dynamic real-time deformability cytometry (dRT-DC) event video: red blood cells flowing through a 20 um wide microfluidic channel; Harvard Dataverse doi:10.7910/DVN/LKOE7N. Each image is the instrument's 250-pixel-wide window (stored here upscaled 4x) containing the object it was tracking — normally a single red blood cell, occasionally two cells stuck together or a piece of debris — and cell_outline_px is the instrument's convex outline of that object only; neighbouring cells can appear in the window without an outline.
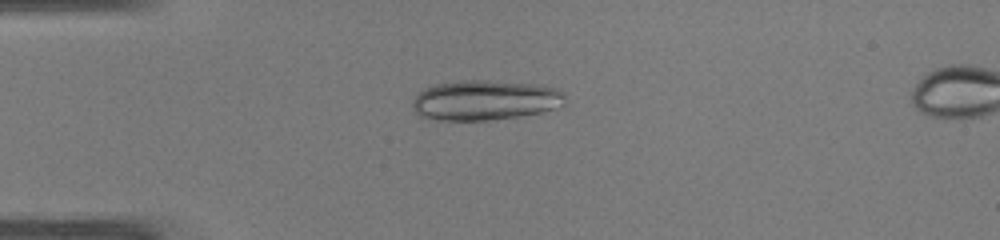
{"species": "common noctule bat (a hibernating species)", "species_latin": "Nyctalus noctula", "temperature_condition": "warm", "stored_images_in_passage": 36, "camera_frame_rate_fps": 3000, "um_per_image_px": 0.085, "animal": {"sex": "male", "body_mass_g": 19.0, "forearm_length_mm": 50.8}, "frame": {"image": 1, "passage_image": 1, "time_ms": 0.0, "image_size_px": [1000, 240], "cell_outline_px": [[564, 104], [556, 108], [540, 112], [516, 116], [488, 120], [440, 120], [420, 116], [416, 112], [412, 104], [412, 100], [424, 88], [436, 84], [460, 80], [488, 80], [536, 84], [556, 88], [564, 92]], "centroid_in_image_um": [41.22, 8.5], "position_along_channel_um": 43.8, "area_um2": 35.49}}
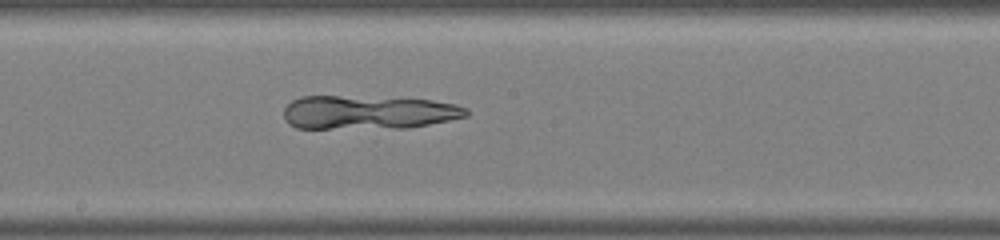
{"frame": {"image": 2, "passage_image": 15, "time_ms": 4.667, "image_size_px": [1000, 240], "cell_outline_px": [[468, 116], [408, 128], [296, 128], [288, 124], [284, 120], [284, 108], [292, 100], [300, 96], [336, 96], [432, 100], [456, 104], [468, 108]], "centroid_in_image_um": [31.27, 9.56], "position_along_channel_um": 216.9, "area_um2": 35.78}}
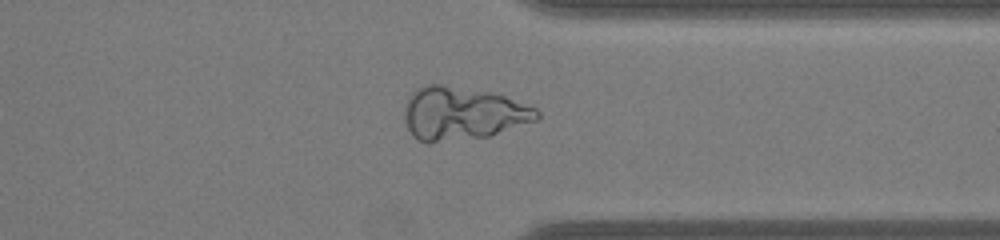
{"frame": {"image": 3, "passage_image": 26, "time_ms": 8.333, "image_size_px": [1000, 240], "cell_outline_px": [[540, 116], [536, 120], [488, 136], [428, 144], [416, 140], [412, 136], [404, 120], [404, 108], [408, 96], [416, 88], [428, 84], [444, 84], [488, 92], [504, 96], [536, 108], [540, 112]], "centroid_in_image_um": [39.25, 9.65], "position_along_channel_um": 372.2, "area_um2": 41.15}}